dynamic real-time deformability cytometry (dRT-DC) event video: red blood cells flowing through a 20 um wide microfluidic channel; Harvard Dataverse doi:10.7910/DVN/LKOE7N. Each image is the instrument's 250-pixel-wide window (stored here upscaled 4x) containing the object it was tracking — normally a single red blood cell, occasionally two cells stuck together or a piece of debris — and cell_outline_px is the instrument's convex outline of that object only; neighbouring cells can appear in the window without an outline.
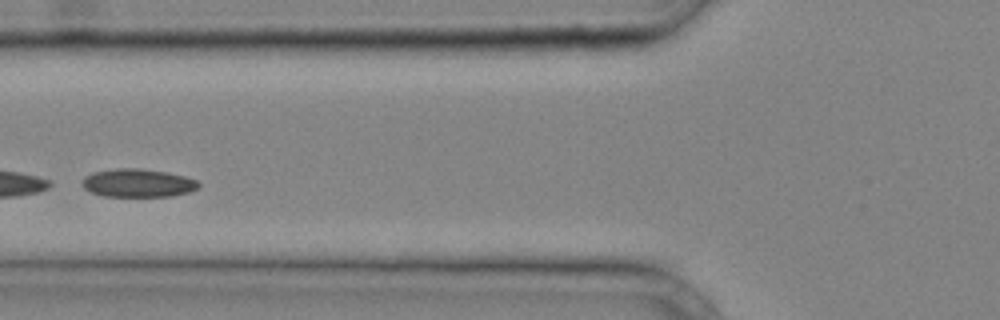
{"species": "common noctule bat (a hibernating species)", "species_latin": "Nyctalus noctula", "temperature_condition": "cold", "stored_images_in_passage": 32, "camera_frame_rate_fps": 3000, "um_per_image_px": 0.085, "animal": {"sex": "male", "body_mass_g": 20.4}, "frame": {"image": 1, "passage_image": 10, "time_ms": 3.0, "image_size_px": [1000, 320], "cell_outline_px": [[200, 184], [196, 188], [188, 192], [172, 196], [104, 196], [92, 192], [84, 188], [80, 184], [84, 176], [92, 172], [116, 168], [140, 168], [168, 172], [184, 176], [196, 180]], "centroid_in_image_um": [11.68, 15.54], "position_along_channel_um": 114.1, "area_um2": 19.19}}